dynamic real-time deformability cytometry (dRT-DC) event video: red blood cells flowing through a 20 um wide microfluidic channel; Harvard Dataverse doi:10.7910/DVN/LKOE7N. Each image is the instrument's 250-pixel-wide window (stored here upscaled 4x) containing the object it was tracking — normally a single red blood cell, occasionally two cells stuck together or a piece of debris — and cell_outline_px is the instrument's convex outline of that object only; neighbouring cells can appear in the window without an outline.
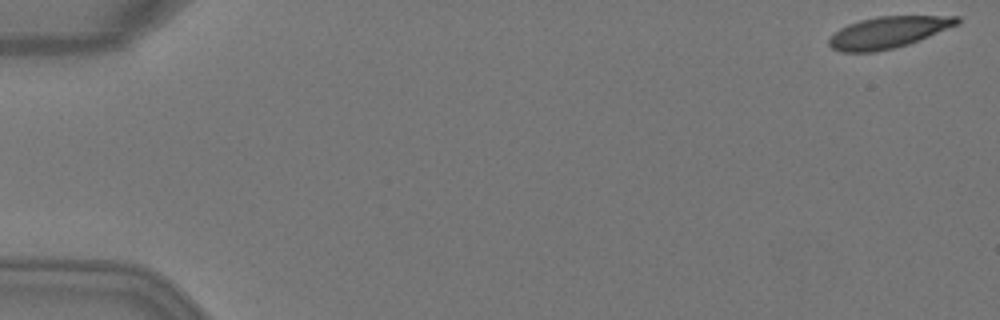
{"species": "Egyptian fruit bat (a non-hibernating species)", "species_latin": "Rousettus aegyptiacus", "temperature_condition": "warm", "stored_images_in_passage": 5, "camera_frame_rate_fps": 3000, "um_per_image_px": 0.085, "animal": {"sex": "female"}, "frame": {"image": 1, "passage_image": 1, "time_ms": 0.0, "image_size_px": [1000, 320], "cell_outline_px": [[960, 24], [908, 44], [892, 48], [872, 52], [840, 52], [832, 48], [828, 44], [828, 40], [840, 28], [848, 24], [860, 20], [876, 16], [960, 16]], "centroid_in_image_um": [75.5, 2.74], "position_along_channel_um": 9.5, "area_um2": 23.41}}
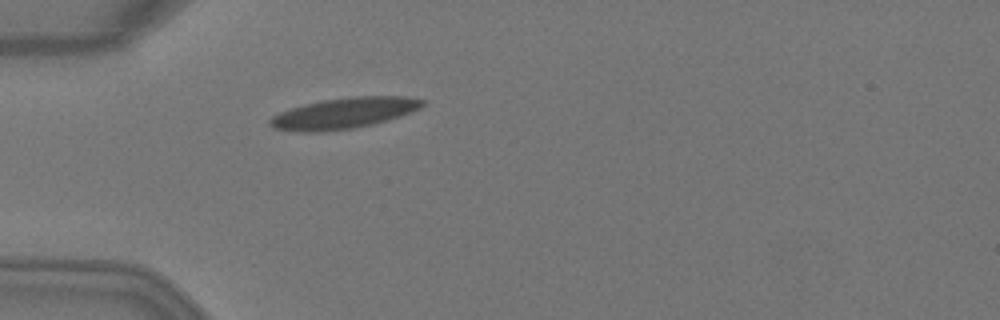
{"frame": {"image": 2, "passage_image": 5, "time_ms": 1.333, "image_size_px": [1000, 320], "cell_outline_px": [[424, 104], [420, 108], [400, 116], [388, 120], [372, 124], [352, 128], [320, 132], [296, 132], [272, 128], [268, 124], [268, 120], [272, 116], [280, 112], [304, 104], [324, 100], [352, 96], [404, 96], [424, 100]], "centroid_in_image_um": [29.19, 9.62], "position_along_channel_um": 55.8, "area_um2": 27.4}}